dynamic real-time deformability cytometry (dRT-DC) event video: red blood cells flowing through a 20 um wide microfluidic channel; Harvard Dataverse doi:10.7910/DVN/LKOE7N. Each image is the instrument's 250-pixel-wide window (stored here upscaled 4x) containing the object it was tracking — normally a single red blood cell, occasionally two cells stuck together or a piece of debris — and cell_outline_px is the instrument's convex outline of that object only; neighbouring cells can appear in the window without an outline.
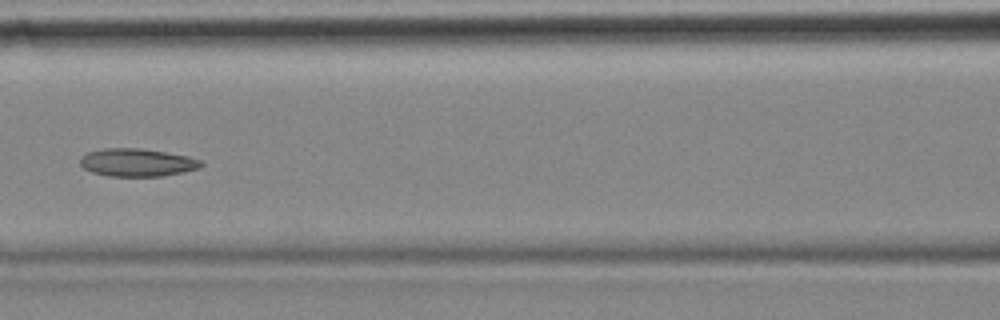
{"species": "common noctule bat (a hibernating species)", "species_latin": "Nyctalus noctula", "temperature_condition": "cold", "stored_images_in_passage": 9, "camera_frame_rate_fps": 3000, "um_per_image_px": 0.085, "animal": {"sex": "female", "body_mass_g": 18.4}, "frame": {"image": 1, "passage_image": 7, "time_ms": 2.0, "image_size_px": [1000, 320], "cell_outline_px": [[204, 164], [200, 168], [184, 172], [160, 176], [108, 176], [92, 172], [84, 168], [80, 164], [80, 156], [88, 152], [104, 148], [136, 148], [164, 152], [188, 156], [200, 160]], "centroid_in_image_um": [11.64, 13.81], "position_along_channel_um": 155.0, "area_um2": 19.59}}
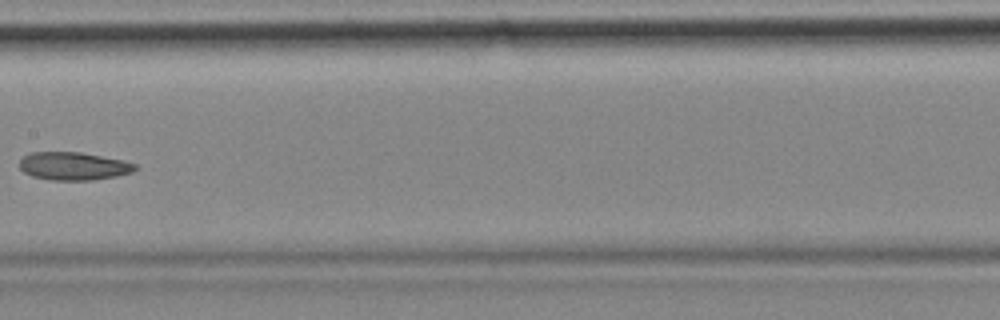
{"frame": {"image": 2, "passage_image": 8, "time_ms": 2.333, "image_size_px": [1000, 320], "cell_outline_px": [[136, 168], [132, 172], [116, 176], [92, 180], [52, 180], [32, 176], [24, 172], [20, 168], [20, 160], [24, 156], [32, 152], [80, 152], [124, 160], [136, 164]], "centroid_in_image_um": [6.25, 14.11], "position_along_channel_um": 201.1, "area_um2": 18.79}}
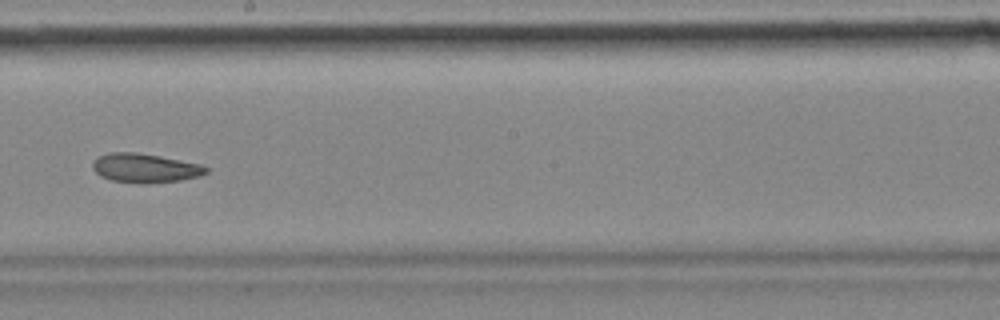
{"frame": {"image": 3, "passage_image": 9, "time_ms": 2.667, "image_size_px": [1000, 320], "cell_outline_px": [[208, 172], [200, 176], [180, 180], [144, 184], [112, 180], [100, 176], [92, 168], [92, 164], [100, 156], [108, 152], [136, 152], [160, 156], [200, 164], [208, 168]], "centroid_in_image_um": [12.33, 14.28], "position_along_channel_um": 235.9, "area_um2": 19.13}}